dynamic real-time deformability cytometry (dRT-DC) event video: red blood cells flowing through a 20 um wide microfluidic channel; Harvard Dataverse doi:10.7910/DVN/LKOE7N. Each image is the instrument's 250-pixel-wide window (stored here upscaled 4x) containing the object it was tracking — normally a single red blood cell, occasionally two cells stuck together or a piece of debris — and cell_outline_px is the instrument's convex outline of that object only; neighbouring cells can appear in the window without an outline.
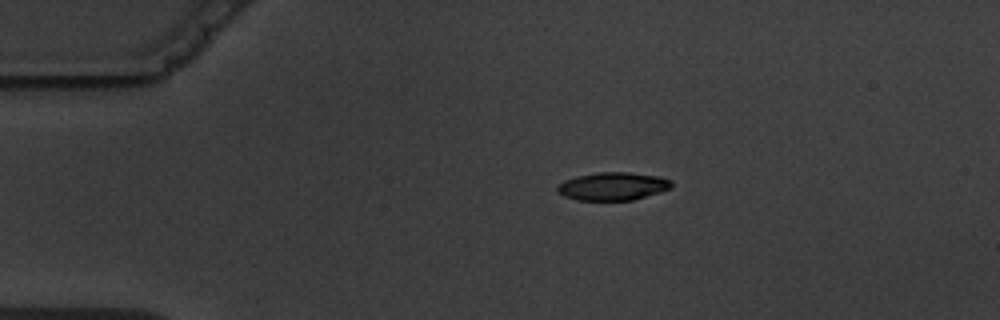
{"species": "common noctule bat (a hibernating species)", "species_latin": "Nyctalus noctula", "temperature_condition": "warm", "stored_images_in_passage": 12, "camera_frame_rate_fps": 3000, "um_per_image_px": 0.085, "animal": {"sex": "male", "body_mass_g": 19.5, "forearm_length_mm": 54.6}, "frame": {"image": 1, "passage_image": 1, "time_ms": 0.0, "image_size_px": [1000, 320], "cell_outline_px": [[672, 188], [660, 192], [632, 200], [576, 200], [564, 196], [556, 192], [556, 188], [564, 180], [576, 176], [600, 172], [628, 172], [660, 176], [672, 180]], "centroid_in_image_um": [52.1, 15.83], "position_along_channel_um": 32.9, "area_um2": 18.73}}
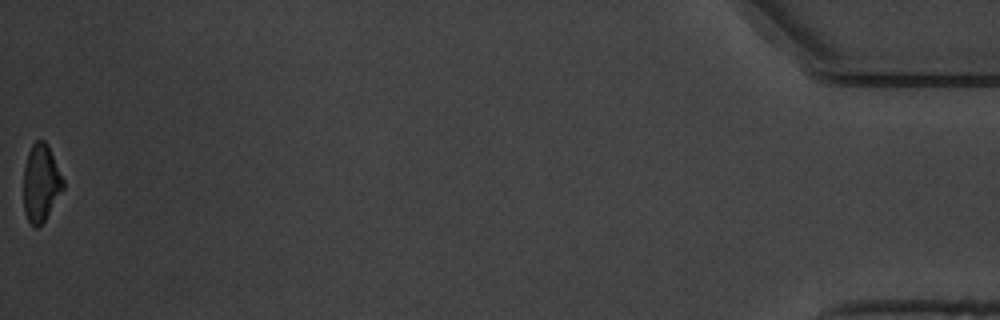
{"frame": {"image": 2, "passage_image": 12, "time_ms": 15.0, "image_size_px": [1000, 320], "cell_outline_px": [[64, 188], [44, 220], [36, 228], [28, 220], [24, 212], [24, 168], [28, 152], [32, 144], [36, 140], [44, 140], [48, 144], [64, 180]], "centroid_in_image_um": [3.48, 15.52], "position_along_channel_um": 431.7, "area_um2": 17.69}, "authors_computed_cell_mechanics": {"area_um2": 19.5942, "velocity_mm_per_s": 3.6274, "shape_relaxation_time_tau1_ms": 4.9501, "shape_relaxation_time_tau2_ms": 3.2116, "deformation_change_tau1": 0.1503, "deformation_change_tau2": 0.0648}}